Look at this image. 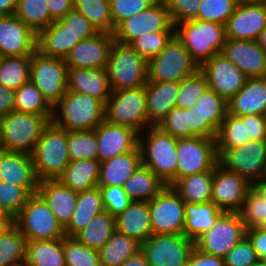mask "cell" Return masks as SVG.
Instances as JSON below:
<instances>
[{"mask_svg": "<svg viewBox=\"0 0 266 266\" xmlns=\"http://www.w3.org/2000/svg\"><path fill=\"white\" fill-rule=\"evenodd\" d=\"M67 90L95 97L104 104L112 92L106 68H68Z\"/></svg>", "mask_w": 266, "mask_h": 266, "instance_id": "cell-27", "label": "cell"}, {"mask_svg": "<svg viewBox=\"0 0 266 266\" xmlns=\"http://www.w3.org/2000/svg\"><path fill=\"white\" fill-rule=\"evenodd\" d=\"M13 224L26 241L56 240L66 236L65 229L38 192L28 197L26 204L13 218Z\"/></svg>", "mask_w": 266, "mask_h": 266, "instance_id": "cell-7", "label": "cell"}, {"mask_svg": "<svg viewBox=\"0 0 266 266\" xmlns=\"http://www.w3.org/2000/svg\"><path fill=\"white\" fill-rule=\"evenodd\" d=\"M252 187L266 200V176L253 183Z\"/></svg>", "mask_w": 266, "mask_h": 266, "instance_id": "cell-67", "label": "cell"}, {"mask_svg": "<svg viewBox=\"0 0 266 266\" xmlns=\"http://www.w3.org/2000/svg\"><path fill=\"white\" fill-rule=\"evenodd\" d=\"M251 266H266L264 261L262 259H258L255 263H253Z\"/></svg>", "mask_w": 266, "mask_h": 266, "instance_id": "cell-72", "label": "cell"}, {"mask_svg": "<svg viewBox=\"0 0 266 266\" xmlns=\"http://www.w3.org/2000/svg\"><path fill=\"white\" fill-rule=\"evenodd\" d=\"M213 170L178 179L171 187L188 204H200L211 201Z\"/></svg>", "mask_w": 266, "mask_h": 266, "instance_id": "cell-37", "label": "cell"}, {"mask_svg": "<svg viewBox=\"0 0 266 266\" xmlns=\"http://www.w3.org/2000/svg\"><path fill=\"white\" fill-rule=\"evenodd\" d=\"M180 82H150L145 85L148 127L158 126L166 114L176 107Z\"/></svg>", "mask_w": 266, "mask_h": 266, "instance_id": "cell-29", "label": "cell"}, {"mask_svg": "<svg viewBox=\"0 0 266 266\" xmlns=\"http://www.w3.org/2000/svg\"><path fill=\"white\" fill-rule=\"evenodd\" d=\"M51 14V24L63 18L74 7V0H46Z\"/></svg>", "mask_w": 266, "mask_h": 266, "instance_id": "cell-63", "label": "cell"}, {"mask_svg": "<svg viewBox=\"0 0 266 266\" xmlns=\"http://www.w3.org/2000/svg\"><path fill=\"white\" fill-rule=\"evenodd\" d=\"M166 186L153 171L141 164L125 182L123 189L131 201L149 202Z\"/></svg>", "mask_w": 266, "mask_h": 266, "instance_id": "cell-36", "label": "cell"}, {"mask_svg": "<svg viewBox=\"0 0 266 266\" xmlns=\"http://www.w3.org/2000/svg\"><path fill=\"white\" fill-rule=\"evenodd\" d=\"M100 164L98 159L71 161L57 179L76 192L94 188L98 185Z\"/></svg>", "mask_w": 266, "mask_h": 266, "instance_id": "cell-34", "label": "cell"}, {"mask_svg": "<svg viewBox=\"0 0 266 266\" xmlns=\"http://www.w3.org/2000/svg\"><path fill=\"white\" fill-rule=\"evenodd\" d=\"M15 107V90L0 84V118L8 115Z\"/></svg>", "mask_w": 266, "mask_h": 266, "instance_id": "cell-64", "label": "cell"}, {"mask_svg": "<svg viewBox=\"0 0 266 266\" xmlns=\"http://www.w3.org/2000/svg\"><path fill=\"white\" fill-rule=\"evenodd\" d=\"M199 70L204 74L209 88L227 102L245 85L248 77L222 53L204 62Z\"/></svg>", "mask_w": 266, "mask_h": 266, "instance_id": "cell-18", "label": "cell"}, {"mask_svg": "<svg viewBox=\"0 0 266 266\" xmlns=\"http://www.w3.org/2000/svg\"><path fill=\"white\" fill-rule=\"evenodd\" d=\"M219 164L252 185L266 176V140H250L246 145L226 149L219 156Z\"/></svg>", "mask_w": 266, "mask_h": 266, "instance_id": "cell-14", "label": "cell"}, {"mask_svg": "<svg viewBox=\"0 0 266 266\" xmlns=\"http://www.w3.org/2000/svg\"><path fill=\"white\" fill-rule=\"evenodd\" d=\"M26 238L12 224L0 234V266H24Z\"/></svg>", "mask_w": 266, "mask_h": 266, "instance_id": "cell-42", "label": "cell"}, {"mask_svg": "<svg viewBox=\"0 0 266 266\" xmlns=\"http://www.w3.org/2000/svg\"><path fill=\"white\" fill-rule=\"evenodd\" d=\"M32 55L7 56L0 59V84L16 90L30 81Z\"/></svg>", "mask_w": 266, "mask_h": 266, "instance_id": "cell-43", "label": "cell"}, {"mask_svg": "<svg viewBox=\"0 0 266 266\" xmlns=\"http://www.w3.org/2000/svg\"><path fill=\"white\" fill-rule=\"evenodd\" d=\"M238 4V0H202L196 19L212 21L225 26Z\"/></svg>", "mask_w": 266, "mask_h": 266, "instance_id": "cell-53", "label": "cell"}, {"mask_svg": "<svg viewBox=\"0 0 266 266\" xmlns=\"http://www.w3.org/2000/svg\"><path fill=\"white\" fill-rule=\"evenodd\" d=\"M147 132L146 137L139 134L142 164L172 186L177 181V139L158 126L148 127Z\"/></svg>", "mask_w": 266, "mask_h": 266, "instance_id": "cell-2", "label": "cell"}, {"mask_svg": "<svg viewBox=\"0 0 266 266\" xmlns=\"http://www.w3.org/2000/svg\"><path fill=\"white\" fill-rule=\"evenodd\" d=\"M57 111H60L59 116ZM104 119L105 104L102 101L84 93L67 90L53 106L51 122L66 131H78L94 130Z\"/></svg>", "mask_w": 266, "mask_h": 266, "instance_id": "cell-1", "label": "cell"}, {"mask_svg": "<svg viewBox=\"0 0 266 266\" xmlns=\"http://www.w3.org/2000/svg\"><path fill=\"white\" fill-rule=\"evenodd\" d=\"M141 250V243L118 232L99 250L101 266H121L130 256Z\"/></svg>", "mask_w": 266, "mask_h": 266, "instance_id": "cell-39", "label": "cell"}, {"mask_svg": "<svg viewBox=\"0 0 266 266\" xmlns=\"http://www.w3.org/2000/svg\"><path fill=\"white\" fill-rule=\"evenodd\" d=\"M94 130L97 136V159L100 162L134 151L139 146V133L132 128L104 119Z\"/></svg>", "mask_w": 266, "mask_h": 266, "instance_id": "cell-23", "label": "cell"}, {"mask_svg": "<svg viewBox=\"0 0 266 266\" xmlns=\"http://www.w3.org/2000/svg\"><path fill=\"white\" fill-rule=\"evenodd\" d=\"M228 113L237 117L266 116V77L248 78L242 89L228 102Z\"/></svg>", "mask_w": 266, "mask_h": 266, "instance_id": "cell-28", "label": "cell"}, {"mask_svg": "<svg viewBox=\"0 0 266 266\" xmlns=\"http://www.w3.org/2000/svg\"><path fill=\"white\" fill-rule=\"evenodd\" d=\"M195 247L184 234L152 235L141 244L149 266H187Z\"/></svg>", "mask_w": 266, "mask_h": 266, "instance_id": "cell-15", "label": "cell"}, {"mask_svg": "<svg viewBox=\"0 0 266 266\" xmlns=\"http://www.w3.org/2000/svg\"><path fill=\"white\" fill-rule=\"evenodd\" d=\"M52 115L13 110L1 117L2 150L32 154Z\"/></svg>", "mask_w": 266, "mask_h": 266, "instance_id": "cell-4", "label": "cell"}, {"mask_svg": "<svg viewBox=\"0 0 266 266\" xmlns=\"http://www.w3.org/2000/svg\"><path fill=\"white\" fill-rule=\"evenodd\" d=\"M114 42V34L106 32L79 41L65 58L67 68H106Z\"/></svg>", "mask_w": 266, "mask_h": 266, "instance_id": "cell-20", "label": "cell"}, {"mask_svg": "<svg viewBox=\"0 0 266 266\" xmlns=\"http://www.w3.org/2000/svg\"><path fill=\"white\" fill-rule=\"evenodd\" d=\"M37 34L16 15L0 17V56L33 55Z\"/></svg>", "mask_w": 266, "mask_h": 266, "instance_id": "cell-21", "label": "cell"}, {"mask_svg": "<svg viewBox=\"0 0 266 266\" xmlns=\"http://www.w3.org/2000/svg\"><path fill=\"white\" fill-rule=\"evenodd\" d=\"M79 41L57 20L37 34V51L48 57L65 59Z\"/></svg>", "mask_w": 266, "mask_h": 266, "instance_id": "cell-33", "label": "cell"}, {"mask_svg": "<svg viewBox=\"0 0 266 266\" xmlns=\"http://www.w3.org/2000/svg\"><path fill=\"white\" fill-rule=\"evenodd\" d=\"M148 204L153 235L184 234L185 202L171 186L167 185Z\"/></svg>", "mask_w": 266, "mask_h": 266, "instance_id": "cell-13", "label": "cell"}, {"mask_svg": "<svg viewBox=\"0 0 266 266\" xmlns=\"http://www.w3.org/2000/svg\"><path fill=\"white\" fill-rule=\"evenodd\" d=\"M121 266H149L144 253L140 250L138 253L127 258Z\"/></svg>", "mask_w": 266, "mask_h": 266, "instance_id": "cell-65", "label": "cell"}, {"mask_svg": "<svg viewBox=\"0 0 266 266\" xmlns=\"http://www.w3.org/2000/svg\"><path fill=\"white\" fill-rule=\"evenodd\" d=\"M105 120L141 134L148 128L145 86L112 91L105 104Z\"/></svg>", "mask_w": 266, "mask_h": 266, "instance_id": "cell-8", "label": "cell"}, {"mask_svg": "<svg viewBox=\"0 0 266 266\" xmlns=\"http://www.w3.org/2000/svg\"><path fill=\"white\" fill-rule=\"evenodd\" d=\"M198 70L199 66L189 51L174 35L165 48L148 62V81L180 82Z\"/></svg>", "mask_w": 266, "mask_h": 266, "instance_id": "cell-9", "label": "cell"}, {"mask_svg": "<svg viewBox=\"0 0 266 266\" xmlns=\"http://www.w3.org/2000/svg\"><path fill=\"white\" fill-rule=\"evenodd\" d=\"M158 127L176 139L196 137L190 129L189 109L172 108L159 123Z\"/></svg>", "mask_w": 266, "mask_h": 266, "instance_id": "cell-52", "label": "cell"}, {"mask_svg": "<svg viewBox=\"0 0 266 266\" xmlns=\"http://www.w3.org/2000/svg\"><path fill=\"white\" fill-rule=\"evenodd\" d=\"M208 87V82L200 70L181 80L177 94L176 107L183 109L194 107L198 98Z\"/></svg>", "mask_w": 266, "mask_h": 266, "instance_id": "cell-50", "label": "cell"}, {"mask_svg": "<svg viewBox=\"0 0 266 266\" xmlns=\"http://www.w3.org/2000/svg\"><path fill=\"white\" fill-rule=\"evenodd\" d=\"M258 260L247 237L238 242L224 257L225 266H251Z\"/></svg>", "mask_w": 266, "mask_h": 266, "instance_id": "cell-58", "label": "cell"}, {"mask_svg": "<svg viewBox=\"0 0 266 266\" xmlns=\"http://www.w3.org/2000/svg\"><path fill=\"white\" fill-rule=\"evenodd\" d=\"M238 1L246 4H266V0H238Z\"/></svg>", "mask_w": 266, "mask_h": 266, "instance_id": "cell-70", "label": "cell"}, {"mask_svg": "<svg viewBox=\"0 0 266 266\" xmlns=\"http://www.w3.org/2000/svg\"><path fill=\"white\" fill-rule=\"evenodd\" d=\"M68 68L65 59L35 51L30 63V80L54 106L67 92Z\"/></svg>", "mask_w": 266, "mask_h": 266, "instance_id": "cell-10", "label": "cell"}, {"mask_svg": "<svg viewBox=\"0 0 266 266\" xmlns=\"http://www.w3.org/2000/svg\"><path fill=\"white\" fill-rule=\"evenodd\" d=\"M0 150H2L1 118H0Z\"/></svg>", "mask_w": 266, "mask_h": 266, "instance_id": "cell-73", "label": "cell"}, {"mask_svg": "<svg viewBox=\"0 0 266 266\" xmlns=\"http://www.w3.org/2000/svg\"><path fill=\"white\" fill-rule=\"evenodd\" d=\"M74 7L89 20L98 32L113 33L109 0H74Z\"/></svg>", "mask_w": 266, "mask_h": 266, "instance_id": "cell-46", "label": "cell"}, {"mask_svg": "<svg viewBox=\"0 0 266 266\" xmlns=\"http://www.w3.org/2000/svg\"><path fill=\"white\" fill-rule=\"evenodd\" d=\"M116 231V217L104 211L74 237L88 247L100 250Z\"/></svg>", "mask_w": 266, "mask_h": 266, "instance_id": "cell-41", "label": "cell"}, {"mask_svg": "<svg viewBox=\"0 0 266 266\" xmlns=\"http://www.w3.org/2000/svg\"><path fill=\"white\" fill-rule=\"evenodd\" d=\"M244 237H246V228L240 214L223 212L214 226L194 243L202 252L224 258Z\"/></svg>", "mask_w": 266, "mask_h": 266, "instance_id": "cell-12", "label": "cell"}, {"mask_svg": "<svg viewBox=\"0 0 266 266\" xmlns=\"http://www.w3.org/2000/svg\"><path fill=\"white\" fill-rule=\"evenodd\" d=\"M104 211L102 192L98 186L78 192L75 211L69 224L64 228L66 236L74 237Z\"/></svg>", "mask_w": 266, "mask_h": 266, "instance_id": "cell-32", "label": "cell"}, {"mask_svg": "<svg viewBox=\"0 0 266 266\" xmlns=\"http://www.w3.org/2000/svg\"><path fill=\"white\" fill-rule=\"evenodd\" d=\"M223 211L213 202L200 204L185 203L184 235L195 241L210 230Z\"/></svg>", "mask_w": 266, "mask_h": 266, "instance_id": "cell-35", "label": "cell"}, {"mask_svg": "<svg viewBox=\"0 0 266 266\" xmlns=\"http://www.w3.org/2000/svg\"><path fill=\"white\" fill-rule=\"evenodd\" d=\"M161 31H175L165 1H156L146 10L125 19L113 34L115 41L130 44L144 34Z\"/></svg>", "mask_w": 266, "mask_h": 266, "instance_id": "cell-16", "label": "cell"}, {"mask_svg": "<svg viewBox=\"0 0 266 266\" xmlns=\"http://www.w3.org/2000/svg\"><path fill=\"white\" fill-rule=\"evenodd\" d=\"M13 224V221H0V234L9 226Z\"/></svg>", "mask_w": 266, "mask_h": 266, "instance_id": "cell-71", "label": "cell"}, {"mask_svg": "<svg viewBox=\"0 0 266 266\" xmlns=\"http://www.w3.org/2000/svg\"><path fill=\"white\" fill-rule=\"evenodd\" d=\"M24 266H66L63 239L27 241Z\"/></svg>", "mask_w": 266, "mask_h": 266, "instance_id": "cell-38", "label": "cell"}, {"mask_svg": "<svg viewBox=\"0 0 266 266\" xmlns=\"http://www.w3.org/2000/svg\"><path fill=\"white\" fill-rule=\"evenodd\" d=\"M99 188L102 192L105 211L109 212L112 216L117 217L131 202L123 187L109 186Z\"/></svg>", "mask_w": 266, "mask_h": 266, "instance_id": "cell-59", "label": "cell"}, {"mask_svg": "<svg viewBox=\"0 0 266 266\" xmlns=\"http://www.w3.org/2000/svg\"><path fill=\"white\" fill-rule=\"evenodd\" d=\"M70 161L97 159V136L95 130L68 131Z\"/></svg>", "mask_w": 266, "mask_h": 266, "instance_id": "cell-47", "label": "cell"}, {"mask_svg": "<svg viewBox=\"0 0 266 266\" xmlns=\"http://www.w3.org/2000/svg\"><path fill=\"white\" fill-rule=\"evenodd\" d=\"M59 21L66 26L67 30L75 37H78L80 41L92 38L99 33L89 20L75 7L69 10Z\"/></svg>", "mask_w": 266, "mask_h": 266, "instance_id": "cell-56", "label": "cell"}, {"mask_svg": "<svg viewBox=\"0 0 266 266\" xmlns=\"http://www.w3.org/2000/svg\"><path fill=\"white\" fill-rule=\"evenodd\" d=\"M262 260L264 261V263H265V265H266V258H263Z\"/></svg>", "mask_w": 266, "mask_h": 266, "instance_id": "cell-74", "label": "cell"}, {"mask_svg": "<svg viewBox=\"0 0 266 266\" xmlns=\"http://www.w3.org/2000/svg\"><path fill=\"white\" fill-rule=\"evenodd\" d=\"M251 187L252 185L245 178L218 164L213 169L211 202L223 212L239 213Z\"/></svg>", "mask_w": 266, "mask_h": 266, "instance_id": "cell-19", "label": "cell"}, {"mask_svg": "<svg viewBox=\"0 0 266 266\" xmlns=\"http://www.w3.org/2000/svg\"><path fill=\"white\" fill-rule=\"evenodd\" d=\"M266 27V4L237 5L225 24V37L232 40L257 41Z\"/></svg>", "mask_w": 266, "mask_h": 266, "instance_id": "cell-22", "label": "cell"}, {"mask_svg": "<svg viewBox=\"0 0 266 266\" xmlns=\"http://www.w3.org/2000/svg\"><path fill=\"white\" fill-rule=\"evenodd\" d=\"M106 71L112 91L137 89L148 82V62L129 44L113 43Z\"/></svg>", "mask_w": 266, "mask_h": 266, "instance_id": "cell-6", "label": "cell"}, {"mask_svg": "<svg viewBox=\"0 0 266 266\" xmlns=\"http://www.w3.org/2000/svg\"><path fill=\"white\" fill-rule=\"evenodd\" d=\"M116 230L141 244L149 239L153 234L148 202L131 201L116 217Z\"/></svg>", "mask_w": 266, "mask_h": 266, "instance_id": "cell-30", "label": "cell"}, {"mask_svg": "<svg viewBox=\"0 0 266 266\" xmlns=\"http://www.w3.org/2000/svg\"><path fill=\"white\" fill-rule=\"evenodd\" d=\"M67 145L68 131L50 122L31 154L39 180L57 179L63 173L71 162Z\"/></svg>", "mask_w": 266, "mask_h": 266, "instance_id": "cell-5", "label": "cell"}, {"mask_svg": "<svg viewBox=\"0 0 266 266\" xmlns=\"http://www.w3.org/2000/svg\"><path fill=\"white\" fill-rule=\"evenodd\" d=\"M157 0H109L113 20V33L115 28L125 19L142 12Z\"/></svg>", "mask_w": 266, "mask_h": 266, "instance_id": "cell-55", "label": "cell"}, {"mask_svg": "<svg viewBox=\"0 0 266 266\" xmlns=\"http://www.w3.org/2000/svg\"><path fill=\"white\" fill-rule=\"evenodd\" d=\"M30 194L21 186L1 182L0 206L14 218L26 204Z\"/></svg>", "mask_w": 266, "mask_h": 266, "instance_id": "cell-54", "label": "cell"}, {"mask_svg": "<svg viewBox=\"0 0 266 266\" xmlns=\"http://www.w3.org/2000/svg\"><path fill=\"white\" fill-rule=\"evenodd\" d=\"M38 193L65 228L75 211L78 192L64 186L58 179H44L39 181Z\"/></svg>", "mask_w": 266, "mask_h": 266, "instance_id": "cell-26", "label": "cell"}, {"mask_svg": "<svg viewBox=\"0 0 266 266\" xmlns=\"http://www.w3.org/2000/svg\"><path fill=\"white\" fill-rule=\"evenodd\" d=\"M15 15L36 34L51 24L46 0H18Z\"/></svg>", "mask_w": 266, "mask_h": 266, "instance_id": "cell-45", "label": "cell"}, {"mask_svg": "<svg viewBox=\"0 0 266 266\" xmlns=\"http://www.w3.org/2000/svg\"><path fill=\"white\" fill-rule=\"evenodd\" d=\"M220 53L248 78L266 77V53L257 41L226 39Z\"/></svg>", "mask_w": 266, "mask_h": 266, "instance_id": "cell-24", "label": "cell"}, {"mask_svg": "<svg viewBox=\"0 0 266 266\" xmlns=\"http://www.w3.org/2000/svg\"><path fill=\"white\" fill-rule=\"evenodd\" d=\"M187 266H225L224 258L207 254L194 247Z\"/></svg>", "mask_w": 266, "mask_h": 266, "instance_id": "cell-61", "label": "cell"}, {"mask_svg": "<svg viewBox=\"0 0 266 266\" xmlns=\"http://www.w3.org/2000/svg\"><path fill=\"white\" fill-rule=\"evenodd\" d=\"M0 221H13V218L0 206Z\"/></svg>", "mask_w": 266, "mask_h": 266, "instance_id": "cell-69", "label": "cell"}, {"mask_svg": "<svg viewBox=\"0 0 266 266\" xmlns=\"http://www.w3.org/2000/svg\"><path fill=\"white\" fill-rule=\"evenodd\" d=\"M175 35V31L150 32L134 39L129 45L147 62L156 57Z\"/></svg>", "mask_w": 266, "mask_h": 266, "instance_id": "cell-51", "label": "cell"}, {"mask_svg": "<svg viewBox=\"0 0 266 266\" xmlns=\"http://www.w3.org/2000/svg\"><path fill=\"white\" fill-rule=\"evenodd\" d=\"M259 46L266 53V27L261 31L259 38L257 39Z\"/></svg>", "mask_w": 266, "mask_h": 266, "instance_id": "cell-68", "label": "cell"}, {"mask_svg": "<svg viewBox=\"0 0 266 266\" xmlns=\"http://www.w3.org/2000/svg\"><path fill=\"white\" fill-rule=\"evenodd\" d=\"M246 237L251 242L257 258H266V230L264 228L247 229Z\"/></svg>", "mask_w": 266, "mask_h": 266, "instance_id": "cell-62", "label": "cell"}, {"mask_svg": "<svg viewBox=\"0 0 266 266\" xmlns=\"http://www.w3.org/2000/svg\"><path fill=\"white\" fill-rule=\"evenodd\" d=\"M66 266H101L99 250L79 242L75 237L63 238Z\"/></svg>", "mask_w": 266, "mask_h": 266, "instance_id": "cell-48", "label": "cell"}, {"mask_svg": "<svg viewBox=\"0 0 266 266\" xmlns=\"http://www.w3.org/2000/svg\"><path fill=\"white\" fill-rule=\"evenodd\" d=\"M227 113V101L208 87L196 105L189 108L191 132L196 137L215 139Z\"/></svg>", "mask_w": 266, "mask_h": 266, "instance_id": "cell-17", "label": "cell"}, {"mask_svg": "<svg viewBox=\"0 0 266 266\" xmlns=\"http://www.w3.org/2000/svg\"><path fill=\"white\" fill-rule=\"evenodd\" d=\"M245 228H263L266 224V200L251 187L244 200L243 207L239 212Z\"/></svg>", "mask_w": 266, "mask_h": 266, "instance_id": "cell-49", "label": "cell"}, {"mask_svg": "<svg viewBox=\"0 0 266 266\" xmlns=\"http://www.w3.org/2000/svg\"><path fill=\"white\" fill-rule=\"evenodd\" d=\"M0 176L3 182L23 187L30 195L38 192L31 154L0 150Z\"/></svg>", "mask_w": 266, "mask_h": 266, "instance_id": "cell-25", "label": "cell"}, {"mask_svg": "<svg viewBox=\"0 0 266 266\" xmlns=\"http://www.w3.org/2000/svg\"><path fill=\"white\" fill-rule=\"evenodd\" d=\"M177 180L187 175L209 172L219 164L216 139H177Z\"/></svg>", "mask_w": 266, "mask_h": 266, "instance_id": "cell-11", "label": "cell"}, {"mask_svg": "<svg viewBox=\"0 0 266 266\" xmlns=\"http://www.w3.org/2000/svg\"><path fill=\"white\" fill-rule=\"evenodd\" d=\"M215 139L218 156L226 149L246 145L250 141L247 135V116L237 117L227 113Z\"/></svg>", "mask_w": 266, "mask_h": 266, "instance_id": "cell-40", "label": "cell"}, {"mask_svg": "<svg viewBox=\"0 0 266 266\" xmlns=\"http://www.w3.org/2000/svg\"><path fill=\"white\" fill-rule=\"evenodd\" d=\"M247 135L250 140H266V116L247 115Z\"/></svg>", "mask_w": 266, "mask_h": 266, "instance_id": "cell-60", "label": "cell"}, {"mask_svg": "<svg viewBox=\"0 0 266 266\" xmlns=\"http://www.w3.org/2000/svg\"><path fill=\"white\" fill-rule=\"evenodd\" d=\"M18 0H0V16L15 15Z\"/></svg>", "mask_w": 266, "mask_h": 266, "instance_id": "cell-66", "label": "cell"}, {"mask_svg": "<svg viewBox=\"0 0 266 266\" xmlns=\"http://www.w3.org/2000/svg\"><path fill=\"white\" fill-rule=\"evenodd\" d=\"M142 164L139 146L134 151L114 156L100 164L98 187L119 186L125 182Z\"/></svg>", "mask_w": 266, "mask_h": 266, "instance_id": "cell-31", "label": "cell"}, {"mask_svg": "<svg viewBox=\"0 0 266 266\" xmlns=\"http://www.w3.org/2000/svg\"><path fill=\"white\" fill-rule=\"evenodd\" d=\"M175 36L199 67L220 53L226 41L224 25L198 19L175 25Z\"/></svg>", "mask_w": 266, "mask_h": 266, "instance_id": "cell-3", "label": "cell"}, {"mask_svg": "<svg viewBox=\"0 0 266 266\" xmlns=\"http://www.w3.org/2000/svg\"><path fill=\"white\" fill-rule=\"evenodd\" d=\"M172 24L193 20L198 17L202 0H165Z\"/></svg>", "mask_w": 266, "mask_h": 266, "instance_id": "cell-57", "label": "cell"}, {"mask_svg": "<svg viewBox=\"0 0 266 266\" xmlns=\"http://www.w3.org/2000/svg\"><path fill=\"white\" fill-rule=\"evenodd\" d=\"M14 110L36 115L53 114V106L31 80L15 90Z\"/></svg>", "mask_w": 266, "mask_h": 266, "instance_id": "cell-44", "label": "cell"}]
</instances>
